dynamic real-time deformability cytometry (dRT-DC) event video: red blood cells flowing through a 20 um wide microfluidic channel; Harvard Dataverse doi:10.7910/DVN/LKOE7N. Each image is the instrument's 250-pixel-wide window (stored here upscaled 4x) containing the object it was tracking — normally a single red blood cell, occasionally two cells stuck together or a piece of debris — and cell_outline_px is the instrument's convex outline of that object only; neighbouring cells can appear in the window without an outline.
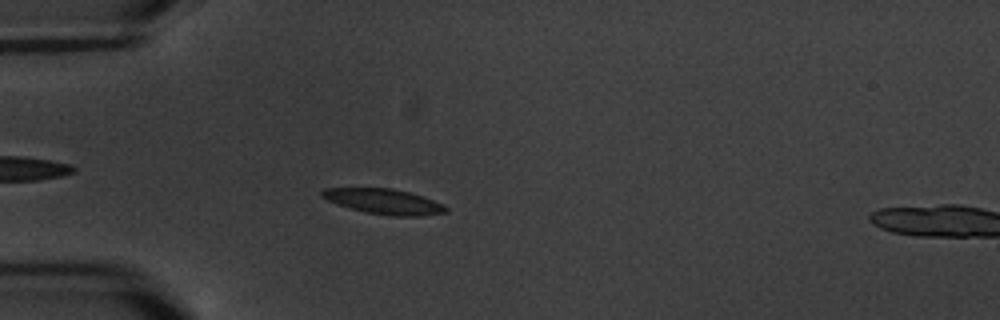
{"species": "common noctule bat (a hibernating species)", "species_latin": "Nyctalus noctula", "temperature_condition": "warm", "stored_images_in_passage": 17, "segment_of_instrument_passage": [1, 2], "camera_frame_rate_fps": 3000, "um_per_image_px": 0.085, "animal": {"sex": "male", "body_mass_g": 20.1, "forearm_length_mm": 53.5}, "frame": {"image": 1, "passage_image": 4, "time_ms": 5.333, "image_size_px": [1000, 320], "cell_outline_px": [[448, 212], [420, 216], [396, 216], [368, 212], [348, 208], [328, 200], [320, 196], [320, 192], [324, 188], [392, 188], [408, 192], [444, 204], [448, 208]], "centroid_in_image_um": [32.62, 17.12], "position_along_channel_um": 52.4, "area_um2": 18.03}}
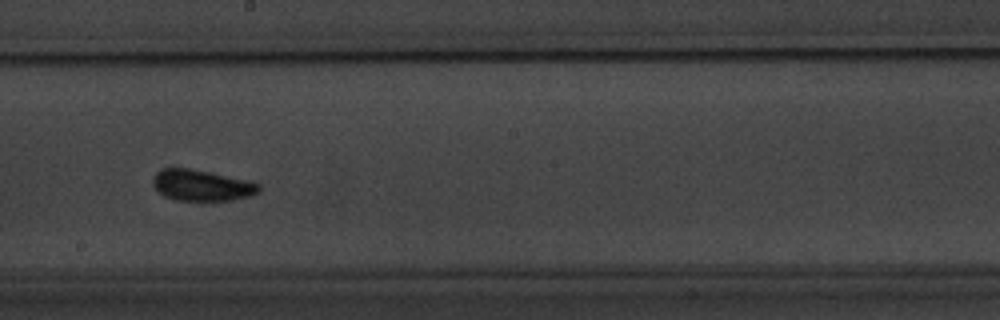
{"frame": {"image": 2, "passage_image": 9, "time_ms": 11.0, "image_size_px": [1000, 320], "cell_outline_px": [[260, 192], [252, 196], [212, 204], [204, 204], [176, 200], [164, 196], [152, 184], [152, 180], [164, 168], [188, 168], [212, 172], [248, 180], [260, 184]], "centroid_in_image_um": [17.22, 15.82], "position_along_channel_um": 231.0, "area_um2": 20.06}}
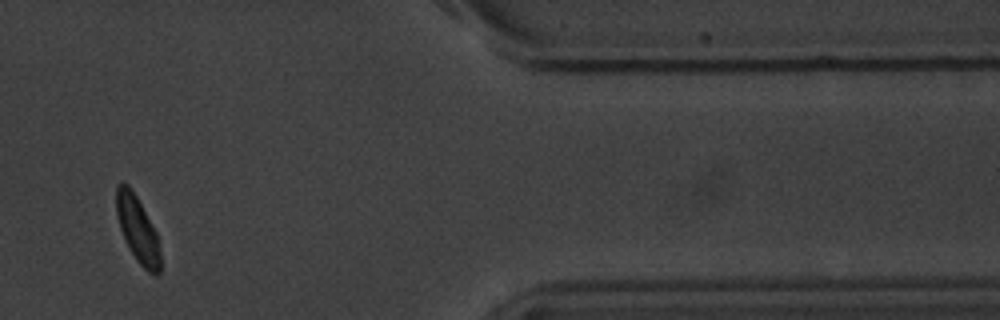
{"frame": {"image": 3, "passage_image": 14, "time_ms": 17.0, "image_size_px": [1000, 320], "cell_outline_px": [[160, 272], [156, 276], [152, 276], [136, 260], [120, 228], [116, 216], [116, 184], [120, 180], [124, 180], [132, 188], [156, 232], [160, 252]], "centroid_in_image_um": [11.68, 19.44], "position_along_channel_um": 399.7, "area_um2": 16.99}}